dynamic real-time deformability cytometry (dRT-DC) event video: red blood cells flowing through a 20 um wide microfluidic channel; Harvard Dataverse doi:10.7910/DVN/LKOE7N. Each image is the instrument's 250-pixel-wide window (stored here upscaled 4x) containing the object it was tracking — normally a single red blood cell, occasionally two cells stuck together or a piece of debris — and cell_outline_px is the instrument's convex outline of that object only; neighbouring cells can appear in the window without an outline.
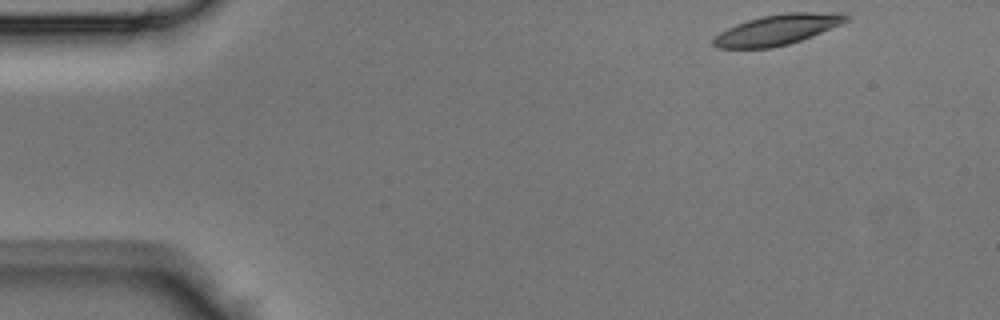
{"species": "Egyptian fruit bat (a non-hibernating species)", "species_latin": "Rousettus aegyptiacus", "temperature_condition": "room temperature", "stored_images_in_passage": 40, "camera_frame_rate_fps": 3000, "um_per_image_px": 0.085, "animal": {"sex": "male"}, "frame": {"image": 1, "passage_image": 1, "time_ms": 0.0, "image_size_px": [1000, 320], "cell_outline_px": [[852, 20], [812, 36], [788, 44], [772, 48], [716, 48], [712, 44], [712, 40], [720, 32], [736, 24], [748, 20], [764, 16], [788, 12], [844, 12], [852, 16]], "centroid_in_image_um": [66.16, 2.51], "position_along_channel_um": 18.8, "area_um2": 23.7}}
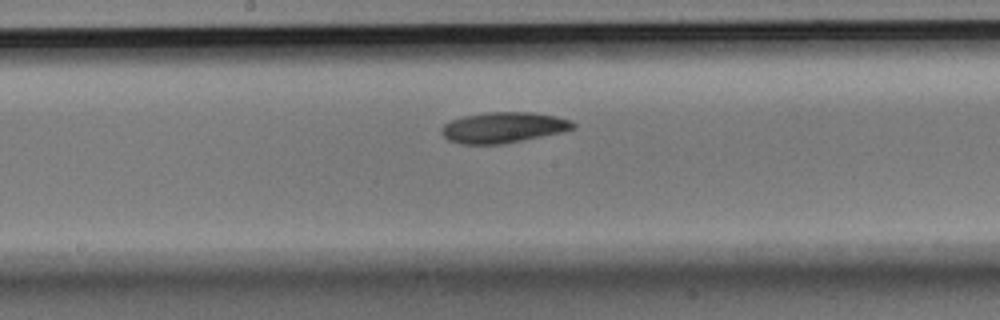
{"frame": {"image": 2, "passage_image": 19, "time_ms": 6.0, "image_size_px": [1000, 320], "cell_outline_px": [[576, 128], [560, 132], [500, 144], [460, 144], [448, 140], [440, 132], [440, 128], [444, 124], [452, 120], [464, 116], [484, 112], [532, 112], [556, 116], [568, 120], [576, 124]], "centroid_in_image_um": [42.74, 10.83], "position_along_channel_um": 205.5, "area_um2": 23.35}}
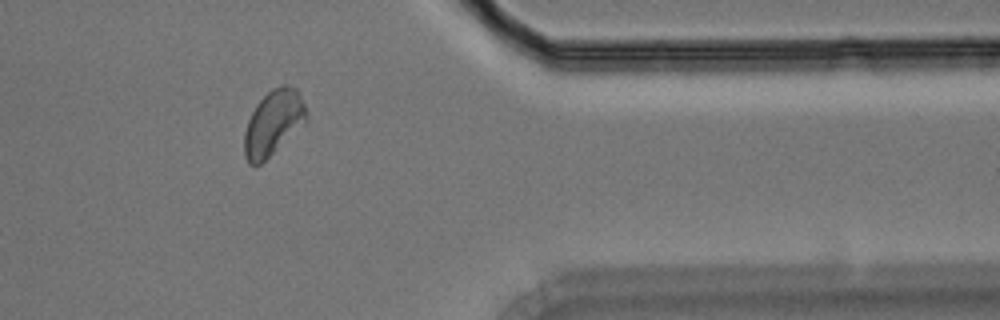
{"frame": {"image": 3, "passage_image": 32, "time_ms": 10.333, "image_size_px": [1000, 320], "cell_outline_px": [[308, 120], [260, 164], [248, 164], [244, 156], [244, 132], [248, 120], [256, 104], [272, 88], [280, 84], [284, 84], [296, 88], [308, 112]], "centroid_in_image_um": [23.23, 10.42], "position_along_channel_um": 388.2, "area_um2": 23.35}}